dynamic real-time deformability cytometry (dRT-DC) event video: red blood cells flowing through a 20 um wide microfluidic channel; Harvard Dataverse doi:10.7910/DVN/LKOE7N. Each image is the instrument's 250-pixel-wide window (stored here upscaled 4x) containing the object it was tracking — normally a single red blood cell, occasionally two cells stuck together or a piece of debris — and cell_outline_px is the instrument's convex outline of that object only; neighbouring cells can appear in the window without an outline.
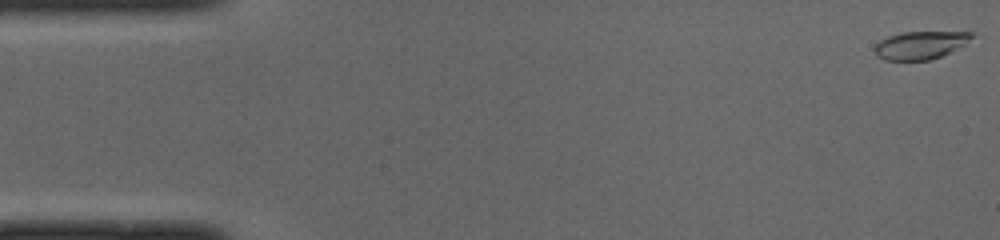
{"species": "common noctule bat (a hibernating species)", "species_latin": "Nyctalus noctula", "temperature_condition": "cold", "stored_images_in_passage": 50, "camera_frame_rate_fps": 3000, "um_per_image_px": 0.085, "animal": {"sex": "male", "body_mass_g": 19.0, "forearm_length_mm": 50.8}, "frame": {"image": 1, "passage_image": 1, "time_ms": 0.0, "image_size_px": [1000, 240], "cell_outline_px": [[972, 36], [964, 44], [940, 56], [928, 60], [884, 60], [876, 56], [876, 44], [880, 40], [888, 36], [900, 32], [972, 32]], "centroid_in_image_um": [78.17, 3.83], "position_along_channel_um": 6.8, "area_um2": 15.43}}
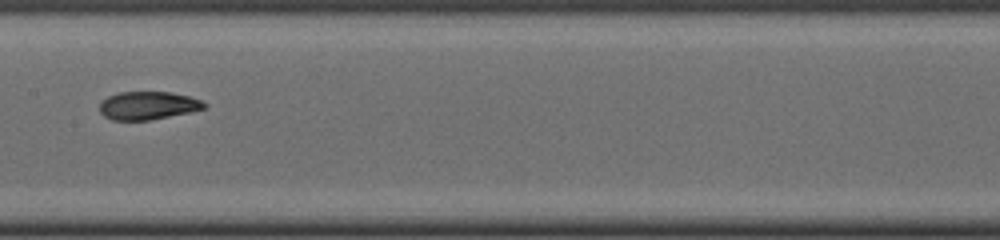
{"frame": {"image": 2, "passage_image": 25, "time_ms": 8.0, "image_size_px": [1000, 240], "cell_outline_px": [[208, 104], [204, 108], [188, 112], [148, 120], [112, 120], [104, 116], [100, 112], [100, 100], [108, 96], [120, 92], [168, 92], [188, 96], [200, 100]], "centroid_in_image_um": [12.52, 8.96], "position_along_channel_um": 194.9, "area_um2": 16.94}}
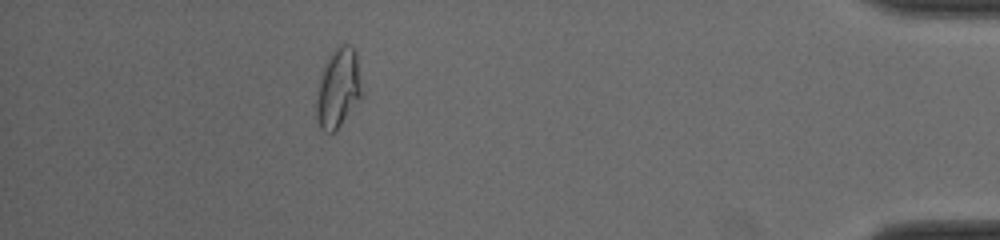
{"frame": {"image": 3, "passage_image": 45, "time_ms": 14.667, "image_size_px": [1000, 240], "cell_outline_px": [[364, 96], [336, 132], [324, 132], [320, 128], [316, 120], [316, 96], [320, 72], [328, 56], [340, 44], [348, 44], [356, 52], [364, 92]], "centroid_in_image_um": [28.76, 7.53], "position_along_channel_um": 406.4, "area_um2": 21.91}, "authors_computed_cell_mechanics": {"area_um2": 17.4845, "velocity_mm_per_s": 4.005, "shape_relaxation_time_tau1_ms": 7.3905, "shape_relaxation_time_tau2_ms": 1.7793, "deformation_change_tau1": 0.232, "deformation_change_tau2": 0.0664}}